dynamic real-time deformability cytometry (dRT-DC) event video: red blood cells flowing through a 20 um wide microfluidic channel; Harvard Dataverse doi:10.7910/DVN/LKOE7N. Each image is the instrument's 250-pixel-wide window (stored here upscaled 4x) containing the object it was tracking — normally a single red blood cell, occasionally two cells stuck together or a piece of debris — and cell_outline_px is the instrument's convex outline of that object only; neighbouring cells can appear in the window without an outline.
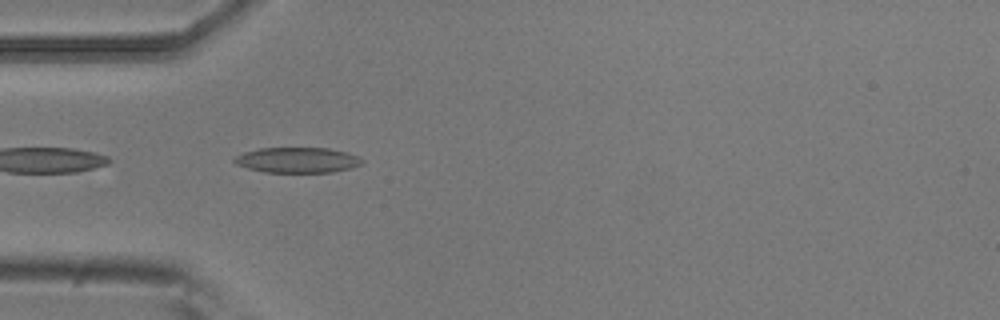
{"species": "common noctule bat (a hibernating species)", "species_latin": "Nyctalus noctula", "temperature_condition": "room temperature", "stored_images_in_passage": 2, "camera_frame_rate_fps": 3000, "um_per_image_px": 0.085, "animal": {"sex": "male", "body_mass_g": 20.5, "forearm_length_mm": 52.5}, "frame": {"image": 1, "passage_image": 1, "time_ms": 0.0, "image_size_px": [1000, 320], "cell_outline_px": [[364, 164], [352, 168], [332, 172], [264, 172], [248, 168], [236, 164], [232, 160], [236, 156], [244, 152], [260, 148], [328, 148], [348, 152], [364, 160]], "centroid_in_image_um": [25.31, 13.6], "position_along_channel_um": 59.7, "area_um2": 18.96}}